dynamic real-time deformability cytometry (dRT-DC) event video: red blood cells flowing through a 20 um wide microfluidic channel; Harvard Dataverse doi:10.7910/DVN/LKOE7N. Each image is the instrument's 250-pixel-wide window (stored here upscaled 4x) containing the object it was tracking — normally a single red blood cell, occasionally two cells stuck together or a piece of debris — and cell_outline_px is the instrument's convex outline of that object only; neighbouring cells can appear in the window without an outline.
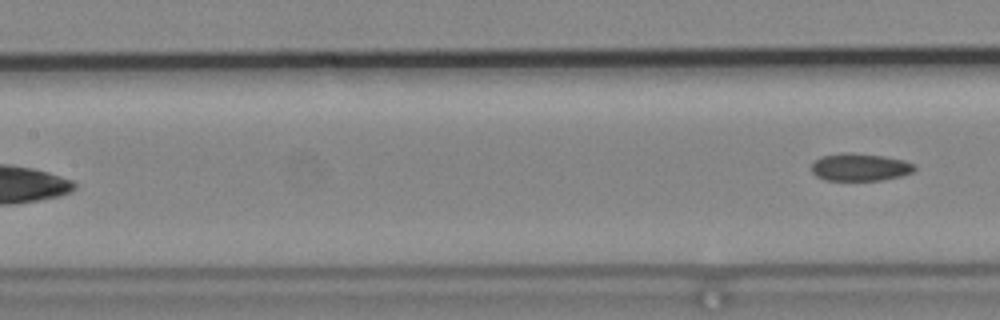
{"species": "common noctule bat (a hibernating species)", "species_latin": "Nyctalus noctula", "temperature_condition": "cold", "stored_images_in_passage": 8, "camera_frame_rate_fps": 3000, "um_per_image_px": 0.085, "animal": {"sex": "male", "body_mass_g": 19.2, "forearm_length_mm": 51.8}, "frame": {"image": 1, "passage_image": 8, "time_ms": 2.333, "image_size_px": [1000, 320], "cell_outline_px": [[916, 168], [912, 172], [900, 176], [880, 180], [824, 180], [816, 176], [812, 172], [812, 164], [820, 156], [840, 152], [848, 152], [884, 156], [904, 160], [916, 164]], "centroid_in_image_um": [73.09, 14.19], "position_along_channel_um": 134.3, "area_um2": 16.65}}